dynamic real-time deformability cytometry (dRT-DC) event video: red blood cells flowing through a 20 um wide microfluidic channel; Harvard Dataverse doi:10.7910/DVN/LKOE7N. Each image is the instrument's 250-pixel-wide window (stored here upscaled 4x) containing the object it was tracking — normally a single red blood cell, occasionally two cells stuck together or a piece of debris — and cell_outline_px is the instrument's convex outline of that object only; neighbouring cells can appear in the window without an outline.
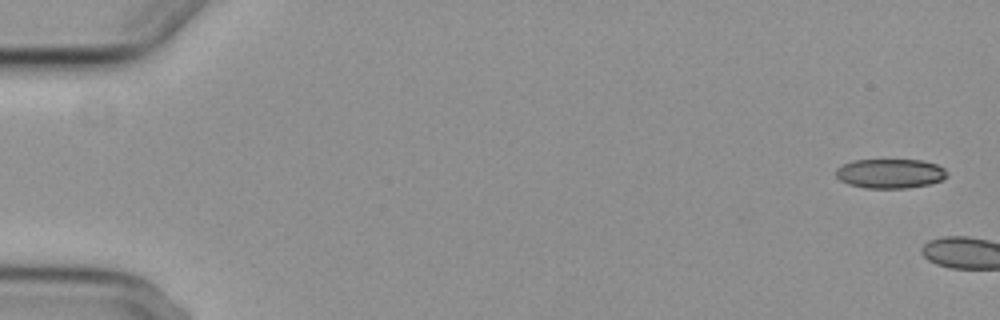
{"species": "common noctule bat (a hibernating species)", "species_latin": "Nyctalus noctula", "temperature_condition": "cold", "stored_images_in_passage": 11, "camera_frame_rate_fps": 3000, "um_per_image_px": 0.085, "animal": {"sex": "female", "body_mass_g": 29.2, "forearm_length_mm": 56.3}, "frame": {"image": 1, "passage_image": 1, "time_ms": 0.0, "image_size_px": [1000, 320], "cell_outline_px": [[948, 176], [940, 180], [928, 184], [908, 188], [864, 188], [848, 184], [840, 180], [836, 176], [836, 168], [844, 164], [856, 160], [920, 160], [936, 164], [944, 168], [948, 172]], "centroid_in_image_um": [75.66, 14.75], "position_along_channel_um": 9.3, "area_um2": 19.02}}
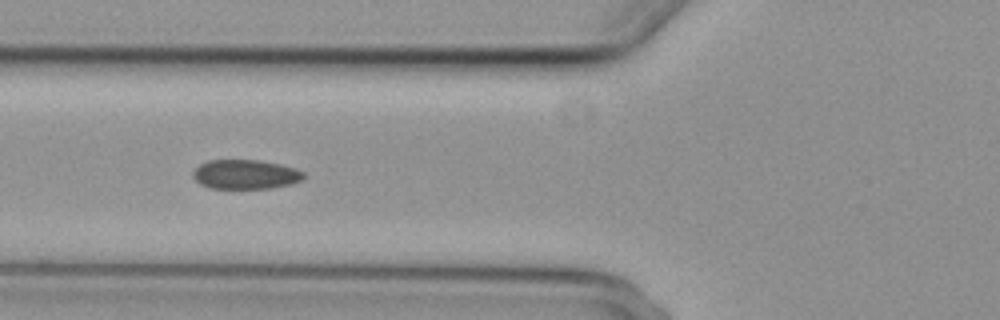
{"frame": {"image": 2, "passage_image": 7, "time_ms": 8.0, "image_size_px": [1000, 320], "cell_outline_px": [[304, 176], [300, 180], [288, 184], [272, 188], [208, 188], [200, 184], [192, 176], [192, 172], [200, 164], [208, 160], [260, 160], [280, 164], [296, 168], [304, 172]], "centroid_in_image_um": [20.83, 14.81], "position_along_channel_um": 105.0, "area_um2": 18.9}}
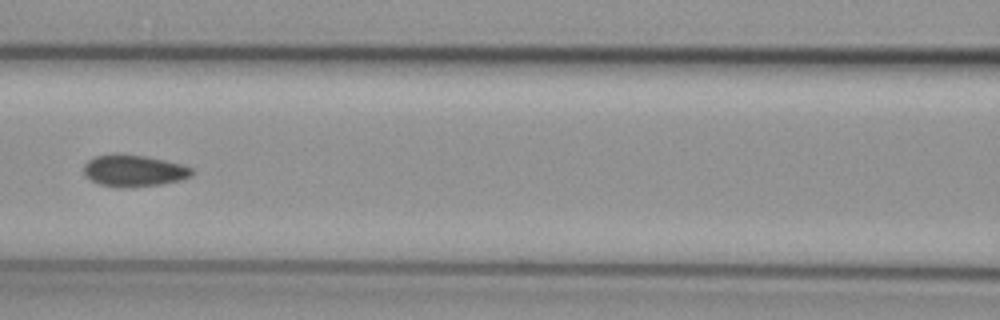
{"frame": {"image": 3, "passage_image": 8, "time_ms": 9.333, "image_size_px": [1000, 320], "cell_outline_px": [[196, 172], [192, 176], [180, 180], [160, 184], [132, 188], [120, 188], [100, 184], [84, 176], [84, 164], [88, 160], [96, 156], [144, 156], [164, 160], [180, 164], [192, 168]], "centroid_in_image_um": [11.41, 14.55], "position_along_channel_um": 155.2, "area_um2": 19.59}}